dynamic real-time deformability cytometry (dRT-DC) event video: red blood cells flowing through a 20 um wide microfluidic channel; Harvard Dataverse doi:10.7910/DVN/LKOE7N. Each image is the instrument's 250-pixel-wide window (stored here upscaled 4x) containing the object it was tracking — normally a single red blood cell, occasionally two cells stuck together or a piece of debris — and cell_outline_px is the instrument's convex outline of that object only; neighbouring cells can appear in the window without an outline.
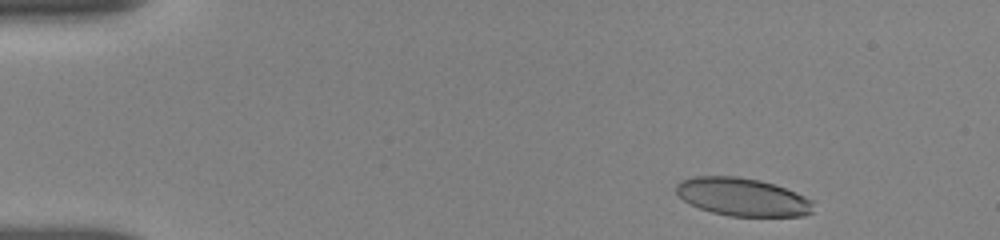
{"species": "human", "species_latin": "Homo sapiens", "temperature_condition": "room temperature", "stored_images_in_passage": 20, "camera_frame_rate_fps": 3000, "um_per_image_px": 0.085, "donor": {"sex": "female"}, "frame": {"image": 1, "passage_image": 4, "time_ms": 0.667, "image_size_px": [1000, 240], "cell_outline_px": [[812, 212], [804, 216], [728, 216], [712, 212], [700, 208], [684, 200], [676, 192], [676, 184], [680, 180], [692, 176], [736, 176], [760, 180], [784, 188], [804, 196], [812, 200]], "centroid_in_image_um": [63.08, 16.74], "position_along_channel_um": 21.9, "area_um2": 30.23}}
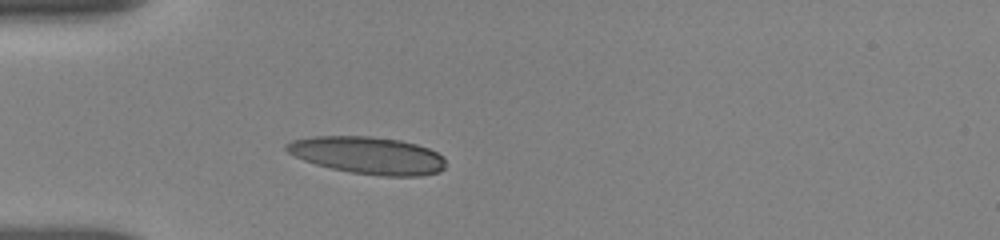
{"frame": {"image": 2, "passage_image": 16, "time_ms": 3.667, "image_size_px": [1000, 240], "cell_outline_px": [[444, 168], [440, 172], [420, 176], [380, 176], [352, 172], [332, 168], [316, 164], [304, 160], [288, 152], [284, 148], [284, 144], [292, 140], [312, 136], [372, 136], [400, 140], [416, 144], [428, 148], [444, 156]], "centroid_in_image_um": [31.27, 13.2], "position_along_channel_um": 53.7, "area_um2": 34.62}}